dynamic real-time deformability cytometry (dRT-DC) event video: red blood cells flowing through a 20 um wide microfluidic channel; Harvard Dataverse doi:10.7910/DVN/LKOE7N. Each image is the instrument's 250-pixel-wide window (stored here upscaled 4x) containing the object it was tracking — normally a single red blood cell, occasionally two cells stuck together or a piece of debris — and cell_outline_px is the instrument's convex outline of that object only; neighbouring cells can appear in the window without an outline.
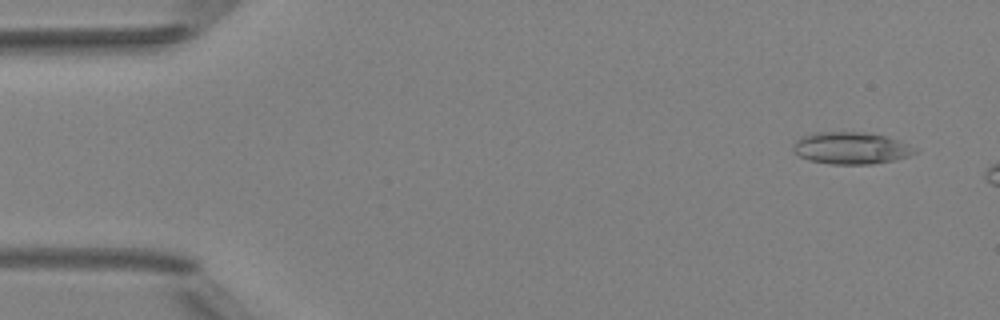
{"species": "Egyptian fruit bat (a non-hibernating species)", "species_latin": "Rousettus aegyptiacus", "temperature_condition": "room temperature", "stored_images_in_passage": 2, "camera_frame_rate_fps": 3000, "um_per_image_px": 0.085, "animal": {"sex": "female"}, "frame": {"image": 1, "passage_image": 1, "time_ms": 0.0, "image_size_px": [1000, 320], "cell_outline_px": [[916, 152], [908, 156], [892, 160], [872, 164], [828, 164], [808, 160], [792, 152], [792, 148], [796, 140], [800, 136], [816, 132], [864, 132], [888, 136], [900, 140], [916, 148]], "centroid_in_image_um": [72.3, 12.58], "position_along_channel_um": 12.7, "area_um2": 22.89}}